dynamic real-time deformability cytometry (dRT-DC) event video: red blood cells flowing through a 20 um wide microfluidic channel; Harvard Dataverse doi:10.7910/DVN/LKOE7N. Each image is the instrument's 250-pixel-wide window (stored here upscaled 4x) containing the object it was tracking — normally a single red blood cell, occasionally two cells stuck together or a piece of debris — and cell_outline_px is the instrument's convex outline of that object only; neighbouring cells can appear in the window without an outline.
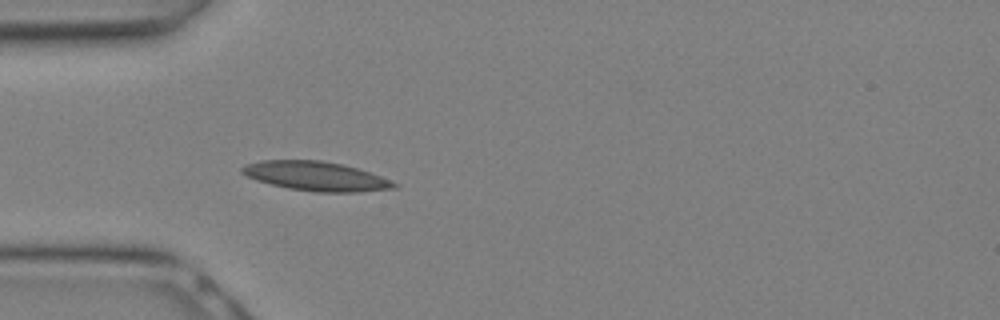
{"species": "Egyptian fruit bat (a non-hibernating species)", "species_latin": "Rousettus aegyptiacus", "temperature_condition": "warm", "stored_images_in_passage": 8, "camera_frame_rate_fps": 3000, "um_per_image_px": 0.085, "animal": {"sex": "female"}, "frame": {"image": 1, "passage_image": 8, "time_ms": 2.333, "image_size_px": [1000, 320], "cell_outline_px": [[400, 184], [396, 188], [360, 192], [316, 192], [288, 188], [256, 180], [240, 172], [240, 168], [244, 164], [260, 160], [320, 160], [340, 164], [356, 168], [380, 176]], "centroid_in_image_um": [26.84, 14.97], "position_along_channel_um": 58.2, "area_um2": 25.84}}